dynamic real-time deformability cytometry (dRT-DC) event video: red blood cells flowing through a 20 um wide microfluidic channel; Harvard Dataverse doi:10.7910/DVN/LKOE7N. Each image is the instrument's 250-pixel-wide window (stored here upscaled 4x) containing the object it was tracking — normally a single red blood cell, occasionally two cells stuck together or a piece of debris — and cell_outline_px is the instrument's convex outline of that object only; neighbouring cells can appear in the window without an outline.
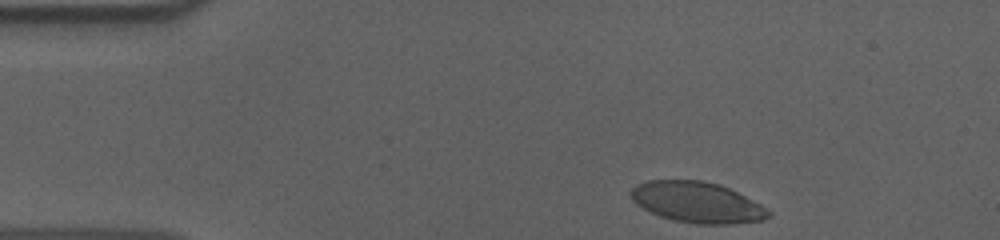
{"species": "human", "species_latin": "Homo sapiens", "temperature_condition": "cold", "stored_images_in_passage": 39, "camera_frame_rate_fps": 3000, "um_per_image_px": 0.085, "donor": {"sex": "male"}, "frame": {"image": 1, "passage_image": 1, "time_ms": 0.0, "image_size_px": [1000, 240], "cell_outline_px": [[772, 212], [764, 220], [732, 224], [696, 224], [672, 220], [660, 216], [636, 204], [632, 200], [628, 192], [636, 184], [648, 180], [700, 180], [720, 184], [768, 208]], "centroid_in_image_um": [59.23, 17.2], "position_along_channel_um": 25.8, "area_um2": 32.77}}
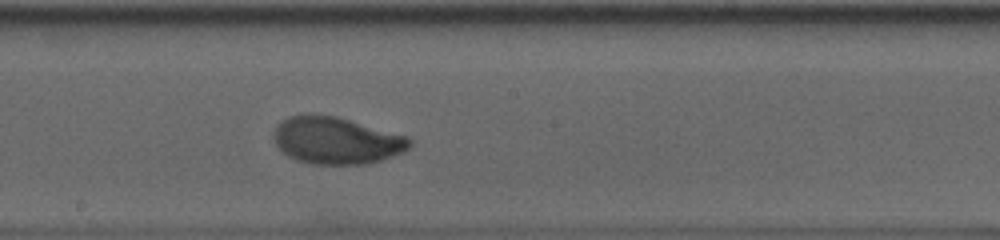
{"frame": {"image": 2, "passage_image": 23, "time_ms": 7.333, "image_size_px": [1000, 240], "cell_outline_px": [[412, 144], [404, 152], [380, 160], [364, 164], [312, 164], [296, 160], [288, 156], [276, 144], [272, 136], [280, 120], [288, 116], [336, 116], [408, 136], [412, 140]], "centroid_in_image_um": [28.61, 11.96], "position_along_channel_um": 219.6, "area_um2": 36.88}}
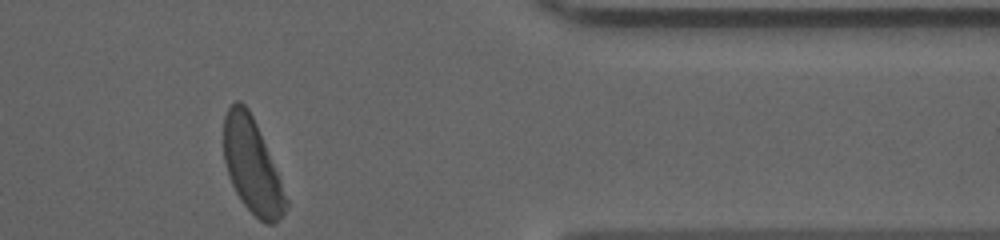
{"frame": {"image": 3, "passage_image": 39, "time_ms": 12.667, "image_size_px": [1000, 240], "cell_outline_px": [[288, 204], [280, 220], [272, 224], [268, 224], [260, 220], [244, 204], [236, 192], [228, 176], [224, 160], [224, 116], [228, 108], [236, 100], [240, 100], [248, 108], [256, 124], [280, 180], [288, 200]], "centroid_in_image_um": [21.41, 14.1], "position_along_channel_um": 390.0, "area_um2": 33.64}, "authors_computed_cell_mechanics": {"area_um2": 35.836, "velocity_mm_per_s": 3.6018, "shape_relaxation_time_tau1_ms": 3.0941, "shape_relaxation_time_tau2_ms": 0.8352, "deformation_change_tau1": 0.1552, "deformation_change_tau2": 0.0485}}